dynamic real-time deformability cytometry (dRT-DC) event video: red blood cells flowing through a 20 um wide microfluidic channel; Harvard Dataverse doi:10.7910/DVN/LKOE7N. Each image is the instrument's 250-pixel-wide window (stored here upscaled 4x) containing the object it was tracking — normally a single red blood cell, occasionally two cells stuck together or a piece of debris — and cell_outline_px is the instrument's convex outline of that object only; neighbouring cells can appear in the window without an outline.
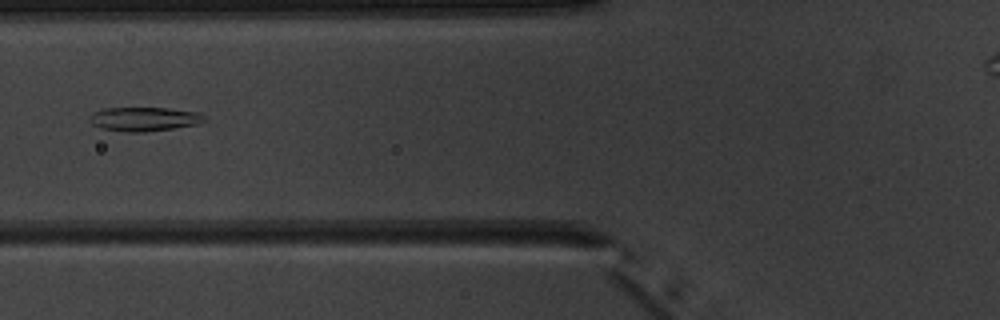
{"species": "common noctule bat (a hibernating species)", "species_latin": "Nyctalus noctula", "temperature_condition": "warm", "stored_images_in_passage": 6, "camera_frame_rate_fps": 3000, "um_per_image_px": 0.085, "animal": {"sex": "male", "body_mass_g": 20.1, "forearm_length_mm": 53.5}, "frame": {"image": 1, "passage_image": 5, "time_ms": 5.0, "image_size_px": [1000, 320], "cell_outline_px": [[204, 120], [196, 124], [172, 128], [144, 132], [128, 132], [100, 128], [92, 124], [88, 120], [88, 116], [92, 112], [104, 108], [168, 108], [200, 112], [204, 116]], "centroid_in_image_um": [12.19, 10.11], "position_along_channel_um": 113.6, "area_um2": 16.07}}
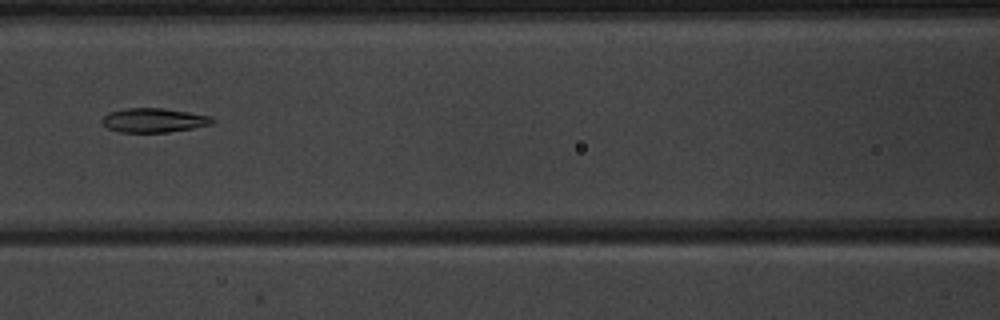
{"frame": {"image": 2, "passage_image": 6, "time_ms": 6.0, "image_size_px": [1000, 320], "cell_outline_px": [[216, 120], [212, 124], [192, 128], [168, 132], [120, 132], [108, 128], [100, 120], [108, 112], [124, 108], [164, 108], [212, 116]], "centroid_in_image_um": [13.08, 10.21], "position_along_channel_um": 153.5, "area_um2": 15.61}}